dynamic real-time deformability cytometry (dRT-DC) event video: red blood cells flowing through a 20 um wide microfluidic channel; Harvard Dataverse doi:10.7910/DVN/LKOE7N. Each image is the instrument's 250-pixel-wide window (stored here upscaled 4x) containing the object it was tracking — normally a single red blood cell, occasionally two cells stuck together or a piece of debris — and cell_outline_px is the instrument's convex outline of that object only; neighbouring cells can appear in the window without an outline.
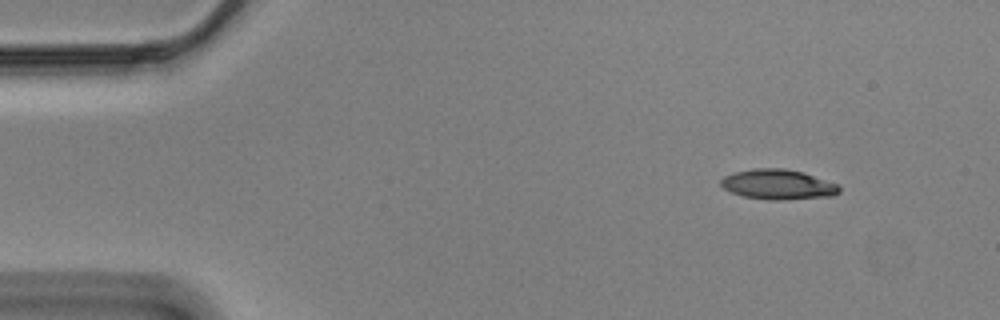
{"species": "Egyptian fruit bat (a non-hibernating species)", "species_latin": "Rousettus aegyptiacus", "temperature_condition": "cold", "stored_images_in_passage": 52, "camera_frame_rate_fps": 3000, "um_per_image_px": 0.085, "animal": {"sex": "male"}, "frame": {"image": 1, "passage_image": 1, "time_ms": 0.0, "image_size_px": [1000, 320], "cell_outline_px": [[840, 192], [832, 196], [780, 200], [768, 200], [744, 196], [732, 192], [724, 188], [720, 184], [720, 180], [724, 176], [736, 172], [756, 168], [784, 168], [804, 172], [840, 184]], "centroid_in_image_um": [66.18, 15.67], "position_along_channel_um": 18.8, "area_um2": 20.81}}
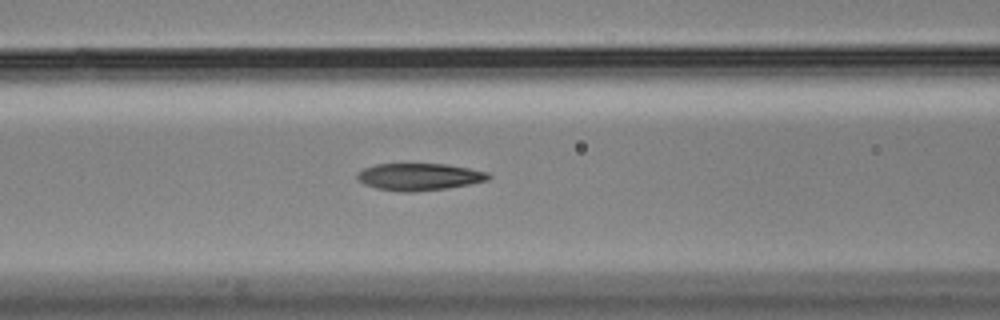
{"frame": {"image": 2, "passage_image": 18, "time_ms": 5.667, "image_size_px": [1000, 320], "cell_outline_px": [[492, 176], [488, 180], [448, 188], [412, 192], [400, 192], [376, 188], [364, 184], [356, 180], [356, 176], [364, 168], [376, 164], [444, 164], [468, 168], [488, 172]], "centroid_in_image_um": [35.62, 15.03], "position_along_channel_um": 131.0, "area_um2": 20.69}}
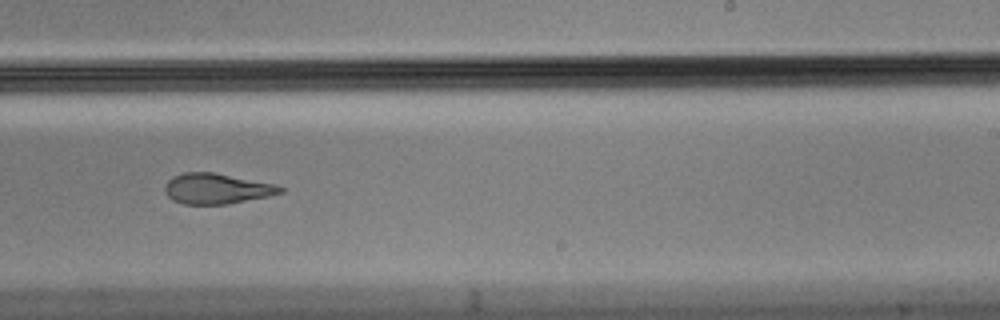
{"frame": {"image": 3, "passage_image": 30, "time_ms": 9.667, "image_size_px": [1000, 320], "cell_outline_px": [[284, 192], [268, 196], [228, 204], [184, 204], [172, 200], [164, 192], [164, 184], [172, 176], [184, 172], [212, 172], [276, 184], [284, 188]], "centroid_in_image_um": [18.39, 16.03], "position_along_channel_um": 270.6, "area_um2": 20.58}, "authors_computed_cell_mechanics": {"area_um2": 21.2126, "velocity_mm_per_s": 3.4953, "shape_relaxation_time_tau1_ms": null, "shape_relaxation_time_tau2_ms": 3.4021, "deformation_change_tau1": null, "deformation_change_tau2": 0.1213}}